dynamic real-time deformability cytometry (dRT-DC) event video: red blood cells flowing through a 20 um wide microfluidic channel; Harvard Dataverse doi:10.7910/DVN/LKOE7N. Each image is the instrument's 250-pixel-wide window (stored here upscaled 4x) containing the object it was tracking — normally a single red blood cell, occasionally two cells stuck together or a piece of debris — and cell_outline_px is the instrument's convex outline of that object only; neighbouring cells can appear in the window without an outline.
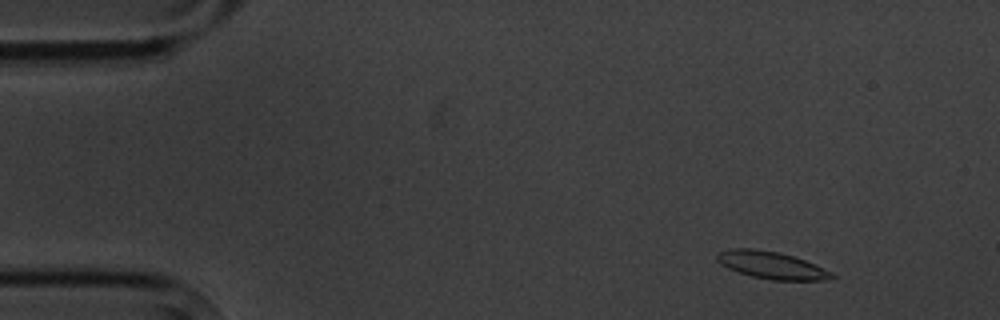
{"species": "common noctule bat (a hibernating species)", "species_latin": "Nyctalus noctula", "temperature_condition": "cold", "stored_images_in_passage": 4, "camera_frame_rate_fps": 3000, "um_per_image_px": 0.085, "animal": {"sex": "male", "body_mass_g": 20.1, "forearm_length_mm": 53.5}, "frame": {"image": 1, "passage_image": 2, "time_ms": 1.0, "image_size_px": [1000, 320], "cell_outline_px": [[836, 276], [824, 280], [772, 280], [752, 276], [728, 268], [720, 264], [716, 260], [716, 256], [720, 252], [732, 248], [752, 248], [780, 252], [804, 260], [832, 272]], "centroid_in_image_um": [65.56, 22.53], "position_along_channel_um": 19.4, "area_um2": 18.03}}
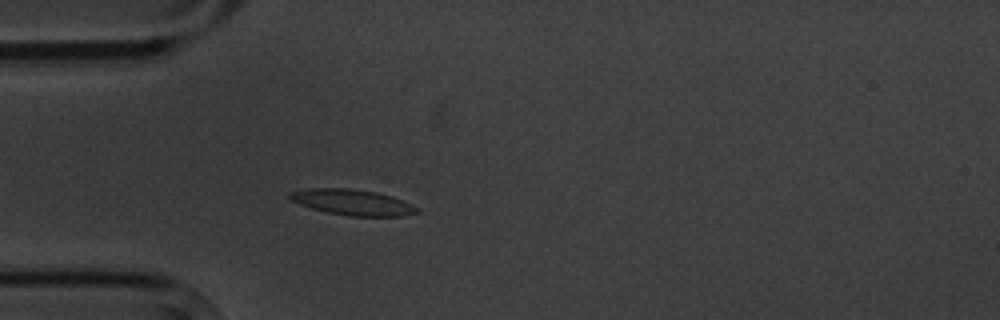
{"frame": {"image": 2, "passage_image": 4, "time_ms": 4.333, "image_size_px": [1000, 320], "cell_outline_px": [[420, 212], [400, 216], [348, 216], [328, 212], [312, 208], [300, 204], [292, 200], [288, 196], [288, 192], [312, 188], [348, 188], [376, 192], [392, 196], [412, 204], [420, 208]], "centroid_in_image_um": [30.0, 17.19], "position_along_channel_um": 55.0, "area_um2": 19.02}}